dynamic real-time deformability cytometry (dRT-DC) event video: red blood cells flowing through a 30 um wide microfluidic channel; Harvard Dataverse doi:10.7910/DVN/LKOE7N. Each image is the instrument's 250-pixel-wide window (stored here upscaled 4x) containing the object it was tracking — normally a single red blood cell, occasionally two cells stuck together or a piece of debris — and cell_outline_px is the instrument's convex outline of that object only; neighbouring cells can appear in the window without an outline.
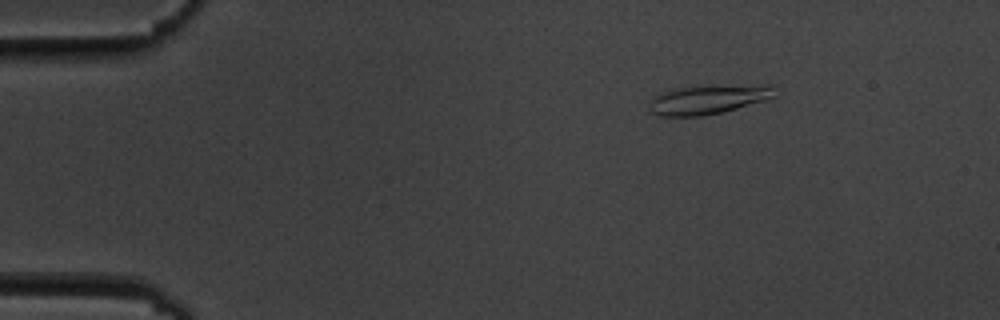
{"species": "common noctule bat (a hibernating species)", "species_latin": "Nyctalus noctula", "temperature_condition": "cold", "stored_images_in_passage": 57, "camera_frame_rate_fps": 3000, "um_per_image_px": 0.085, "animal": {"sex": "male", "body_mass_g": 19.5, "forearm_length_mm": 54.6}, "frame": {"image": 1, "passage_image": 9, "time_ms": 2.667, "image_size_px": [1000, 320], "cell_outline_px": [[776, 96], [764, 100], [736, 108], [704, 116], [660, 116], [652, 112], [652, 96], [656, 92], [672, 88], [708, 84], [772, 84]], "centroid_in_image_um": [60.21, 8.4], "position_along_channel_um": 24.8, "area_um2": 21.96}}
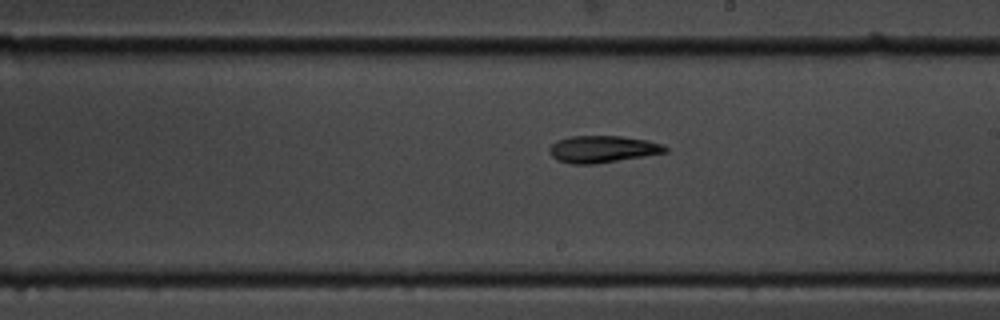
{"frame": {"image": 2, "passage_image": 33, "time_ms": 10.667, "image_size_px": [1000, 320], "cell_outline_px": [[668, 152], [596, 164], [572, 164], [556, 160], [548, 152], [548, 148], [556, 140], [572, 136], [620, 136], [648, 140], [664, 144], [668, 148]], "centroid_in_image_um": [51.21, 12.68], "position_along_channel_um": 237.8, "area_um2": 18.38}}
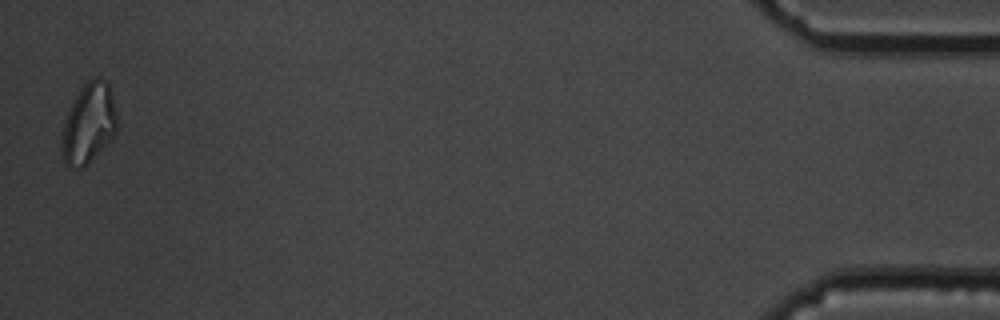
{"frame": {"image": 3, "passage_image": 56, "time_ms": 18.333, "image_size_px": [1000, 320], "cell_outline_px": [[120, 124], [112, 140], [88, 164], [80, 168], [68, 168], [64, 164], [64, 120], [76, 96], [84, 84], [88, 80], [96, 76], [104, 80], [108, 84], [112, 96]], "centroid_in_image_um": [7.61, 10.51], "position_along_channel_um": 427.6, "area_um2": 25.66}, "authors_computed_cell_mechanics": {"area_um2": 18.6116, "velocity_mm_per_s": 3.5944, "shape_relaxation_time_tau1_ms": null, "shape_relaxation_time_tau2_ms": 6.4593, "deformation_change_tau1": null, "deformation_change_tau2": 0.131}}